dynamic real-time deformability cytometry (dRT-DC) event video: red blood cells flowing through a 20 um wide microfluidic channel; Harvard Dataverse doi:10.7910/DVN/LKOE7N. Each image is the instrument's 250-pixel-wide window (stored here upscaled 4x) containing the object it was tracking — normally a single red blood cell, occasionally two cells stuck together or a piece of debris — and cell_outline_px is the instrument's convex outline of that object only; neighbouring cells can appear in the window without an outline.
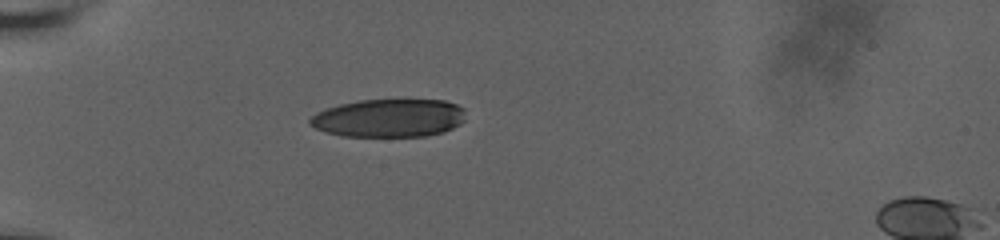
{"species": "human", "species_latin": "Homo sapiens", "temperature_condition": "room temperature", "stored_images_in_passage": 41, "camera_frame_rate_fps": 3000, "um_per_image_px": 0.085, "donor": {"sex": "male"}, "frame": {"image": 1, "passage_image": 1, "time_ms": 0.0, "image_size_px": [1000, 240], "cell_outline_px": [[464, 120], [460, 124], [444, 132], [428, 136], [344, 136], [324, 132], [308, 124], [308, 120], [316, 112], [340, 104], [360, 100], [444, 100], [456, 104], [464, 108]], "centroid_in_image_um": [33.06, 10.04], "position_along_channel_um": 51.9, "area_um2": 34.68}}
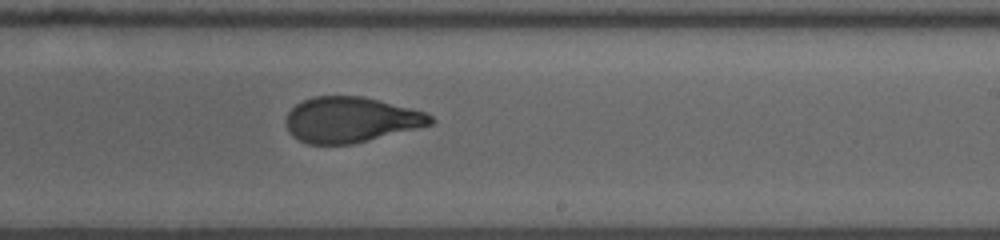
{"frame": {"image": 2, "passage_image": 20, "time_ms": 6.333, "image_size_px": [1000, 240], "cell_outline_px": [[436, 120], [432, 124], [352, 144], [308, 144], [292, 136], [288, 132], [284, 120], [288, 112], [296, 104], [304, 100], [316, 96], [364, 96], [424, 112], [432, 116]], "centroid_in_image_um": [29.77, 10.17], "position_along_channel_um": 259.2, "area_um2": 38.09}}
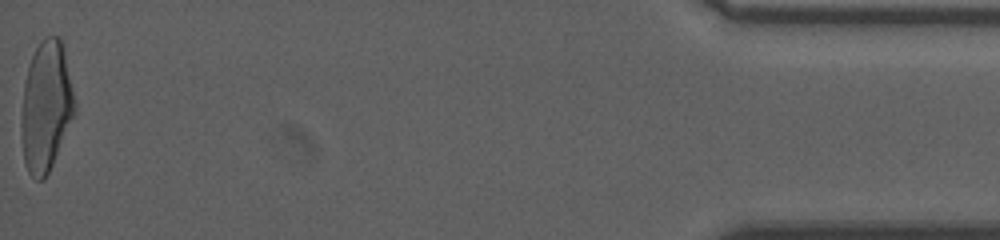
{"frame": {"image": 3, "passage_image": 41, "time_ms": 13.333, "image_size_px": [1000, 240], "cell_outline_px": [[76, 108], [52, 164], [44, 180], [36, 180], [28, 172], [24, 160], [20, 124], [24, 84], [28, 64], [36, 48], [44, 36], [56, 36], [60, 40], [64, 52]], "centroid_in_image_um": [3.88, 9.05], "position_along_channel_um": 431.3, "area_um2": 39.71}, "authors_computed_cell_mechanics": {"area_um2": 39.4774, "velocity_mm_per_s": 3.6869, "shape_relaxation_time_tau1_ms": 6.5978, "shape_relaxation_time_tau2_ms": 1.1658, "deformation_change_tau1": 0.2434, "deformation_change_tau2": 0.0793}}